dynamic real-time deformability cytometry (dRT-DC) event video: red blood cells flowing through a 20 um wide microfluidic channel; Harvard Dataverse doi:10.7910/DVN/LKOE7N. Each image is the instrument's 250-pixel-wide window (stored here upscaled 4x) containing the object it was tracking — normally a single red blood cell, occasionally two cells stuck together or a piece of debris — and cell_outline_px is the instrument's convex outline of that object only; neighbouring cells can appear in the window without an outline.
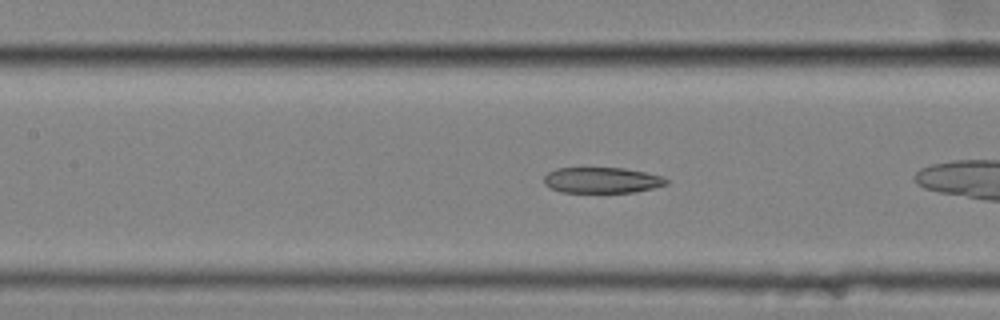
{"species": "common noctule bat (a hibernating species)", "species_latin": "Nyctalus noctula", "temperature_condition": "cold", "stored_images_in_passage": 38, "camera_frame_rate_fps": 3000, "um_per_image_px": 0.085, "animal": {"sex": "female", "body_mass_g": 25.1}, "frame": {"image": 1, "passage_image": 20, "time_ms": 6.333, "image_size_px": [1000, 320], "cell_outline_px": [[668, 184], [652, 188], [632, 192], [560, 192], [544, 184], [544, 176], [548, 172], [556, 168], [624, 168], [644, 172], [660, 176], [668, 180]], "centroid_in_image_um": [51.13, 15.31], "position_along_channel_um": 156.3, "area_um2": 18.21}}
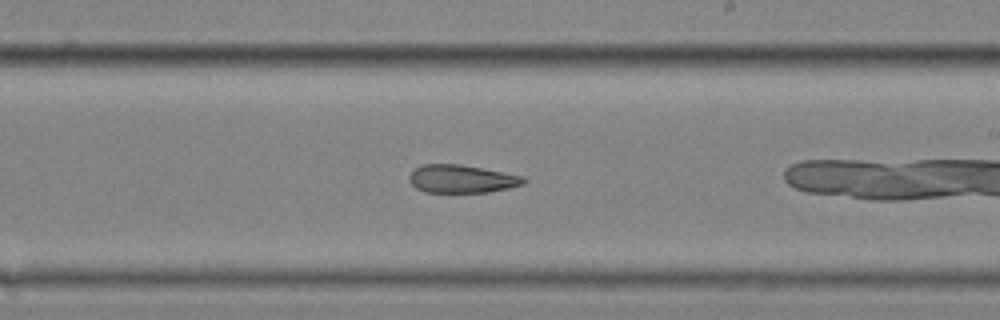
{"frame": {"image": 2, "passage_image": 28, "time_ms": 9.0, "image_size_px": [1000, 320], "cell_outline_px": [[528, 180], [524, 184], [508, 188], [488, 192], [424, 192], [416, 188], [408, 180], [408, 176], [420, 164], [460, 164], [524, 176]], "centroid_in_image_um": [39.24, 15.2], "position_along_channel_um": 249.8, "area_um2": 18.73}}
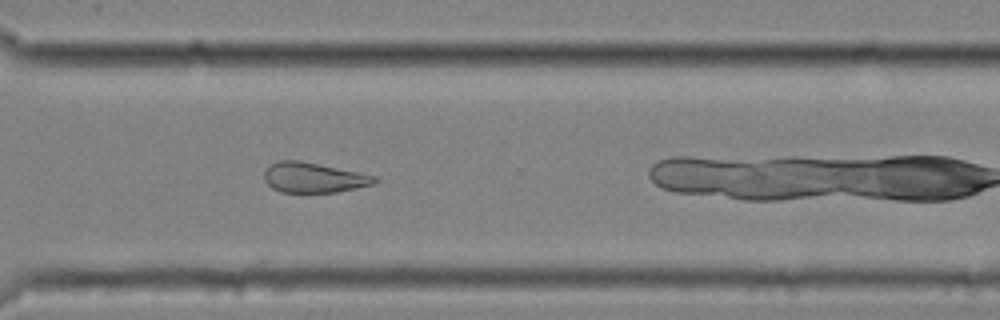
{"frame": {"image": 3, "passage_image": 36, "time_ms": 11.667, "image_size_px": [1000, 320], "cell_outline_px": [[380, 180], [376, 184], [336, 192], [280, 192], [272, 188], [264, 180], [264, 172], [272, 164], [280, 160], [300, 160], [376, 176]], "centroid_in_image_um": [26.68, 15.1], "position_along_channel_um": 343.9, "area_um2": 19.31}}